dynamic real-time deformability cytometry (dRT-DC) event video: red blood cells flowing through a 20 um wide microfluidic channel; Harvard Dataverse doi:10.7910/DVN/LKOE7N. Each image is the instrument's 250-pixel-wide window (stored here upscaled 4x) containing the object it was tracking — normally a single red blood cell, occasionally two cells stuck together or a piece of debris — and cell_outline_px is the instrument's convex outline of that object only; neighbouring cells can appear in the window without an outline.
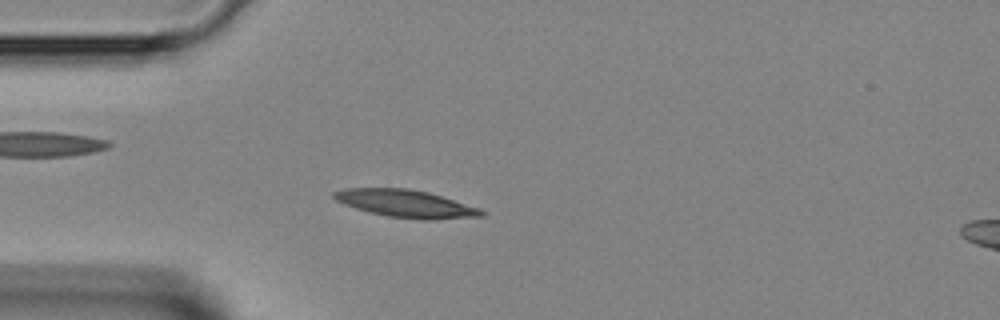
{"species": "Egyptian fruit bat (a non-hibernating species)", "species_latin": "Rousettus aegyptiacus", "temperature_condition": "room temperature", "stored_images_in_passage": 45, "camera_frame_rate_fps": 3000, "um_per_image_px": 0.085, "animal": {"sex": "female"}, "frame": {"image": 1, "passage_image": 12, "time_ms": 3.667, "image_size_px": [1000, 320], "cell_outline_px": [[484, 216], [432, 220], [420, 220], [388, 216], [368, 212], [344, 204], [336, 200], [332, 196], [332, 192], [344, 188], [408, 188], [428, 192], [480, 208], [484, 212]], "centroid_in_image_um": [34.48, 17.31], "position_along_channel_um": 50.5, "area_um2": 23.7}}
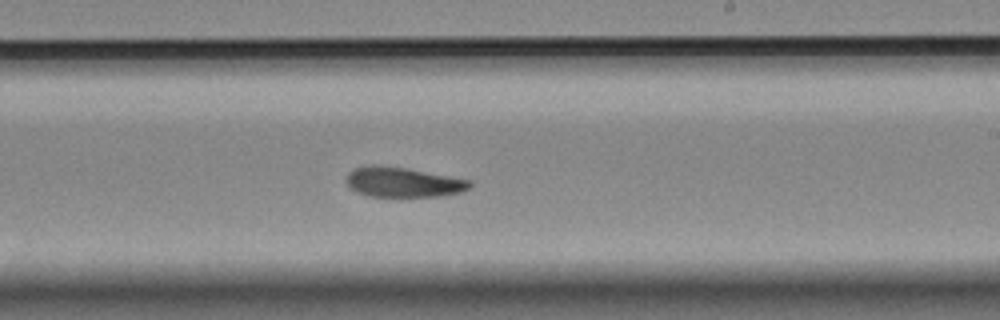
{"frame": {"image": 2, "passage_image": 26, "time_ms": 8.333, "image_size_px": [1000, 320], "cell_outline_px": [[472, 184], [468, 188], [460, 192], [436, 196], [368, 196], [356, 192], [348, 188], [344, 180], [348, 172], [356, 168], [372, 164], [380, 164], [408, 168], [472, 180]], "centroid_in_image_um": [34.19, 15.46], "position_along_channel_um": 254.8, "area_um2": 21.79}}
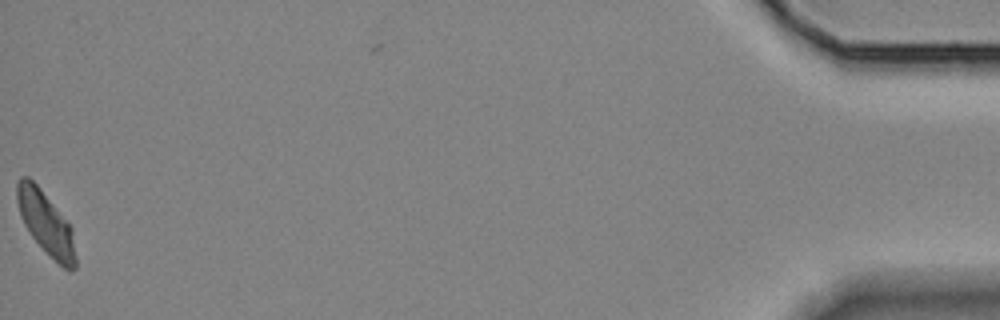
{"frame": {"image": 3, "passage_image": 44, "time_ms": 14.333, "image_size_px": [1000, 320], "cell_outline_px": [[76, 268], [72, 272], [68, 272], [32, 236], [24, 224], [20, 216], [16, 200], [16, 184], [20, 176], [28, 176], [40, 188], [72, 228], [76, 256]], "centroid_in_image_um": [3.89, 18.95], "position_along_channel_um": 431.3, "area_um2": 21.15}}